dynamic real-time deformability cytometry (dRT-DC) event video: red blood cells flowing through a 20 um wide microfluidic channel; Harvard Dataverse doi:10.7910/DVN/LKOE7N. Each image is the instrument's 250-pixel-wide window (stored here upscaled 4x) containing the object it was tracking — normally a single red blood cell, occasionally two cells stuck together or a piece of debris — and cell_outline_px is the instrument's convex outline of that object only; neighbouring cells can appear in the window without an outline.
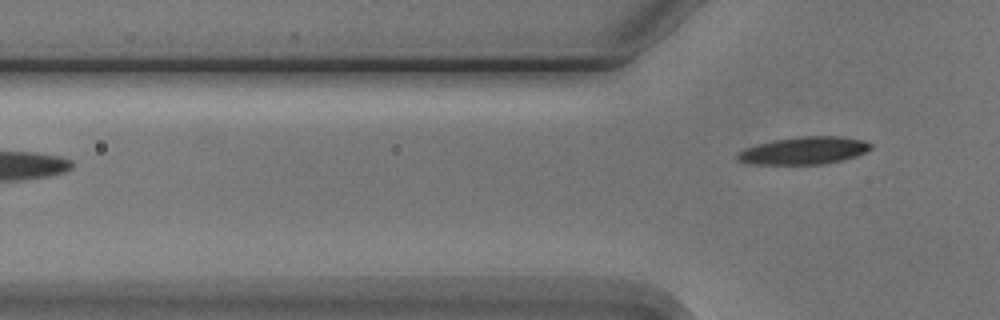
{"species": "Egyptian fruit bat (a non-hibernating species)", "species_latin": "Rousettus aegyptiacus", "temperature_condition": "cold", "stored_images_in_passage": 2, "camera_frame_rate_fps": 3000, "um_per_image_px": 0.085, "animal": {"sex": "male"}, "frame": {"image": 1, "passage_image": 2, "time_ms": 1.333, "image_size_px": [1000, 320], "cell_outline_px": [[872, 148], [856, 156], [840, 160], [820, 164], [752, 164], [736, 160], [736, 156], [744, 148], [776, 140], [800, 136], [840, 136], [864, 140], [872, 144]], "centroid_in_image_um": [68.35, 12.79], "position_along_channel_um": 57.4, "area_um2": 21.1}}